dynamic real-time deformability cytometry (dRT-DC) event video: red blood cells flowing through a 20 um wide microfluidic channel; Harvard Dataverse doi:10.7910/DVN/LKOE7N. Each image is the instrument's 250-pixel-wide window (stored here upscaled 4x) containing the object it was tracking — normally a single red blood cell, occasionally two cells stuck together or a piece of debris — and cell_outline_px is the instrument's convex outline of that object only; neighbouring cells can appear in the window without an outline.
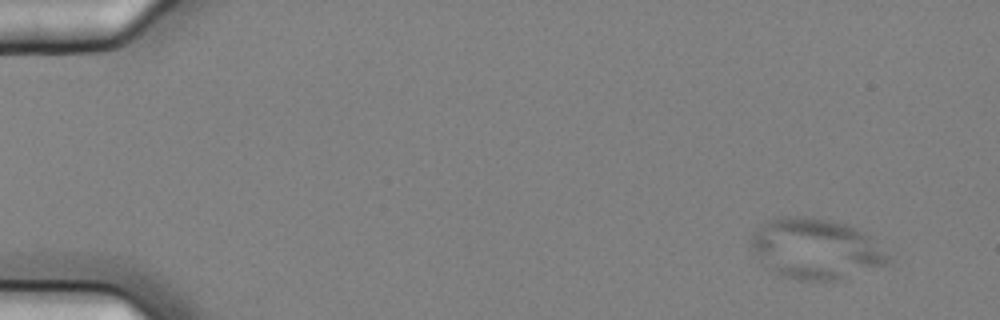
{"species": "common noctule bat (a hibernating species)", "species_latin": "Nyctalus noctula", "temperature_condition": "cold", "stored_images_in_passage": 5, "camera_frame_rate_fps": 3000, "um_per_image_px": 0.085, "animal": {"sex": "female", "body_mass_g": 25.1}, "frame": {"image": 1, "passage_image": 1, "time_ms": 0.0, "image_size_px": [1000, 320], "cell_outline_px": [[892, 260], [888, 264], [840, 280], [800, 280], [784, 276], [764, 268], [752, 248], [748, 240], [752, 232], [768, 220], [776, 216], [808, 216], [828, 220], [844, 224], [856, 228], [864, 232]], "centroid_in_image_um": [69.27, 21.15], "position_along_channel_um": 15.7, "area_um2": 48.38}}
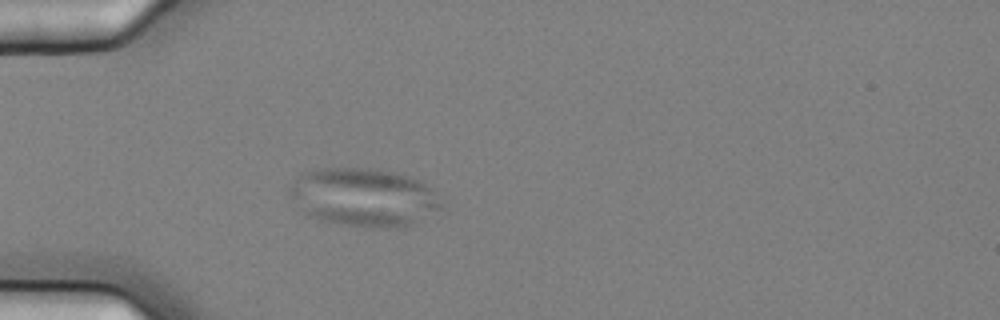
{"frame": {"image": 2, "passage_image": 5, "time_ms": 1.333, "image_size_px": [1000, 320], "cell_outline_px": [[444, 204], [440, 208], [412, 224], [396, 228], [384, 228], [344, 224], [320, 220], [312, 216], [288, 192], [288, 188], [304, 172], [324, 168], [372, 168], [396, 172], [420, 180], [432, 188]], "centroid_in_image_um": [30.99, 16.75], "position_along_channel_um": 54.0, "area_um2": 50.75}}